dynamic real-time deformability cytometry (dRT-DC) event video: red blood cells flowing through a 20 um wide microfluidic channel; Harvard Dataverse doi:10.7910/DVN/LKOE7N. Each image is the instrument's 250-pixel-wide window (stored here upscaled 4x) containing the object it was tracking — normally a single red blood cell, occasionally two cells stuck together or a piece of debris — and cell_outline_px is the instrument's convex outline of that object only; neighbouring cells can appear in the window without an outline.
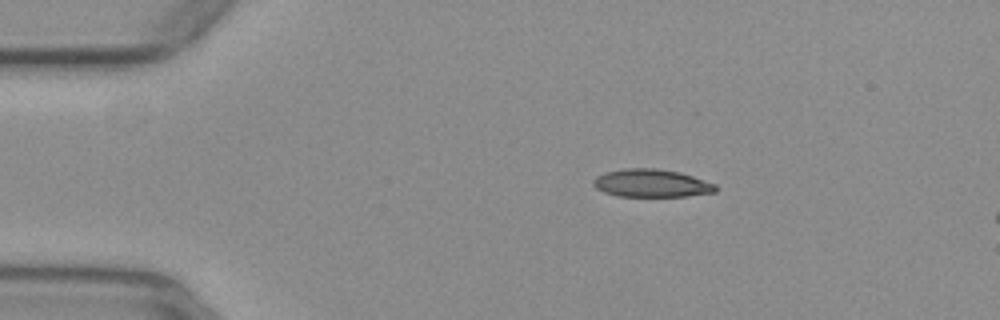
{"species": "common noctule bat (a hibernating species)", "species_latin": "Nyctalus noctula", "temperature_condition": "warm", "stored_images_in_passage": 31, "camera_frame_rate_fps": 3000, "um_per_image_px": 0.085, "animal": {"sex": "female", "body_mass_g": 29.2, "forearm_length_mm": 56.3}, "frame": {"image": 1, "passage_image": 9, "time_ms": 2.667, "image_size_px": [1000, 320], "cell_outline_px": [[716, 192], [688, 196], [620, 196], [604, 192], [596, 188], [592, 184], [592, 180], [596, 176], [604, 172], [624, 168], [656, 168], [680, 172], [716, 184]], "centroid_in_image_um": [55.35, 15.56], "position_along_channel_um": 29.6, "area_um2": 19.94}}
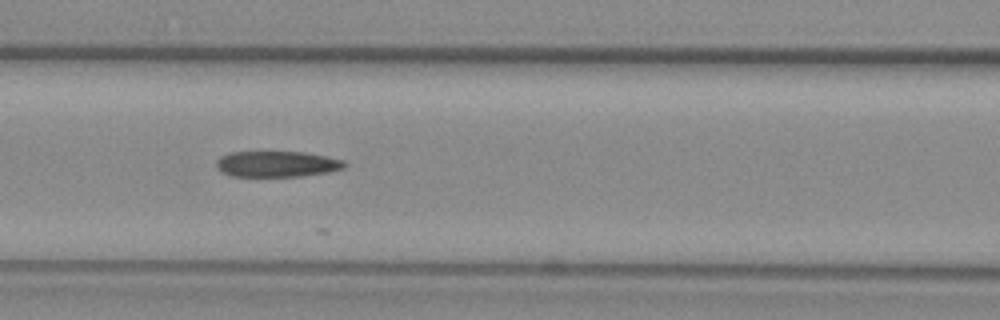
{"frame": {"image": 2, "passage_image": 22, "time_ms": 7.0, "image_size_px": [1000, 320], "cell_outline_px": [[348, 164], [344, 168], [328, 172], [300, 176], [232, 176], [220, 172], [216, 168], [216, 160], [220, 156], [228, 152], [304, 152], [344, 160]], "centroid_in_image_um": [23.5, 13.94], "position_along_channel_um": 143.1, "area_um2": 19.42}}
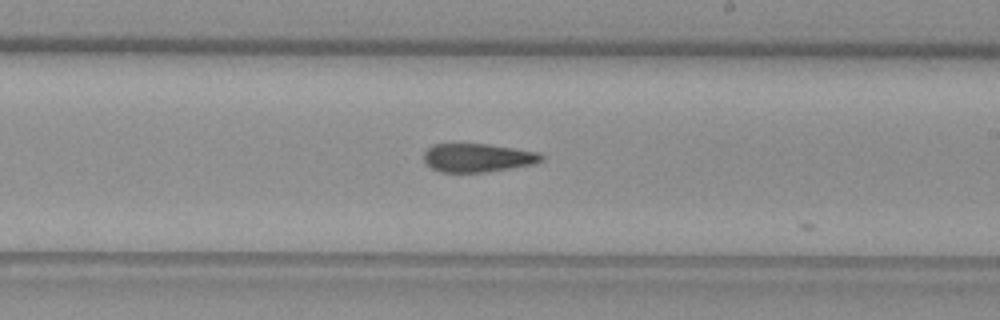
{"frame": {"image": 3, "passage_image": 30, "time_ms": 9.667, "image_size_px": [1000, 320], "cell_outline_px": [[544, 160], [536, 164], [484, 172], [440, 172], [424, 164], [424, 152], [432, 144], [484, 144], [540, 152], [544, 156]], "centroid_in_image_um": [40.61, 13.41], "position_along_channel_um": 248.4, "area_um2": 19.59}}